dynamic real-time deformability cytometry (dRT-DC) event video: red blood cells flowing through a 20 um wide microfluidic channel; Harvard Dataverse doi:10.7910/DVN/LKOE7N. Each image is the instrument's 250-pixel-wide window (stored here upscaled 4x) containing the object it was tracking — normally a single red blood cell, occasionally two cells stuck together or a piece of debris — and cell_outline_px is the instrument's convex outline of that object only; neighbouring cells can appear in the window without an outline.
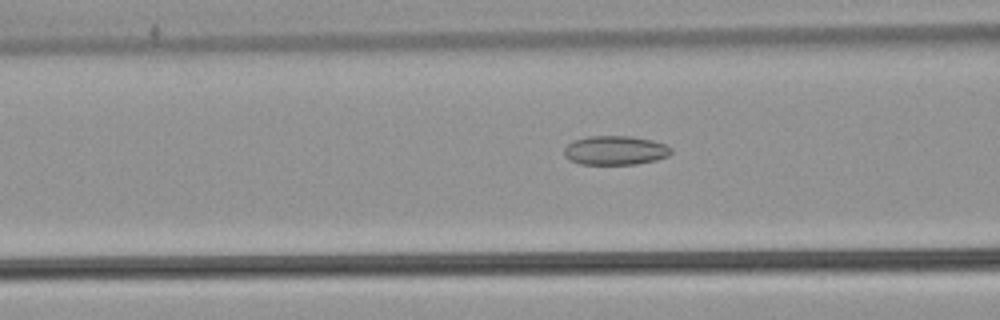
{"species": "common noctule bat (a hibernating species)", "species_latin": "Nyctalus noctula", "temperature_condition": "warm", "stored_images_in_passage": 53, "camera_frame_rate_fps": 3000, "um_per_image_px": 0.085, "animal": {"sex": "male", "body_mass_g": 21.5, "forearm_length_mm": 52.0}, "frame": {"image": 1, "passage_image": 21, "time_ms": 6.667, "image_size_px": [1000, 320], "cell_outline_px": [[672, 152], [668, 156], [656, 160], [636, 164], [580, 164], [568, 160], [564, 156], [564, 148], [568, 144], [576, 140], [588, 136], [632, 136], [652, 140], [664, 144], [672, 148]], "centroid_in_image_um": [52.29, 12.78], "position_along_channel_um": 114.3, "area_um2": 18.21}}
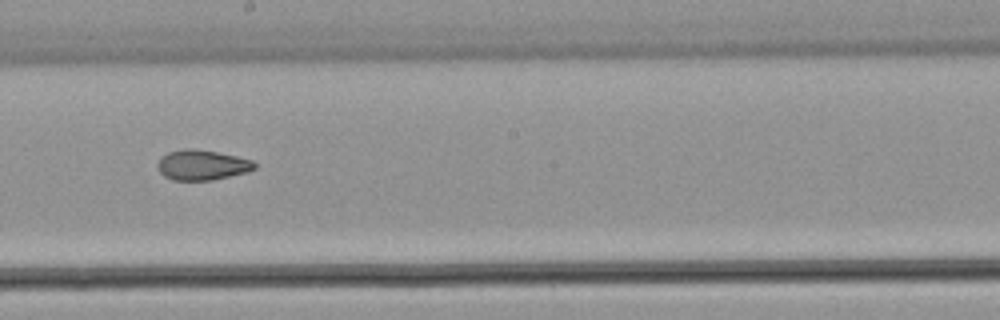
{"frame": {"image": 2, "passage_image": 30, "time_ms": 9.667, "image_size_px": [1000, 320], "cell_outline_px": [[256, 168], [248, 172], [212, 180], [172, 180], [164, 176], [156, 168], [156, 164], [168, 152], [184, 148], [192, 148], [216, 152], [236, 156], [252, 160], [256, 164]], "centroid_in_image_um": [17.17, 14.03], "position_along_channel_um": 231.0, "area_um2": 17.05}}
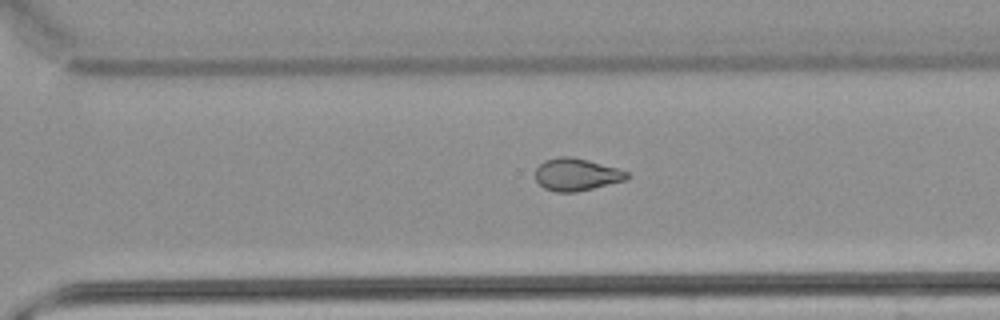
{"frame": {"image": 3, "passage_image": 37, "time_ms": 12.0, "image_size_px": [1000, 320], "cell_outline_px": [[632, 176], [624, 180], [576, 192], [556, 192], [544, 188], [536, 180], [536, 168], [544, 160], [560, 156], [572, 156], [588, 160], [616, 168], [628, 172]], "centroid_in_image_um": [48.98, 14.82], "position_along_channel_um": 321.6, "area_um2": 17.17}, "authors_computed_cell_mechanics": {"area_um2": 19.074, "velocity_mm_per_s": 3.889, "shape_relaxation_time_tau1_ms": null, "shape_relaxation_time_tau2_ms": 2.785, "deformation_change_tau1": null, "deformation_change_tau2": 0.0876}}